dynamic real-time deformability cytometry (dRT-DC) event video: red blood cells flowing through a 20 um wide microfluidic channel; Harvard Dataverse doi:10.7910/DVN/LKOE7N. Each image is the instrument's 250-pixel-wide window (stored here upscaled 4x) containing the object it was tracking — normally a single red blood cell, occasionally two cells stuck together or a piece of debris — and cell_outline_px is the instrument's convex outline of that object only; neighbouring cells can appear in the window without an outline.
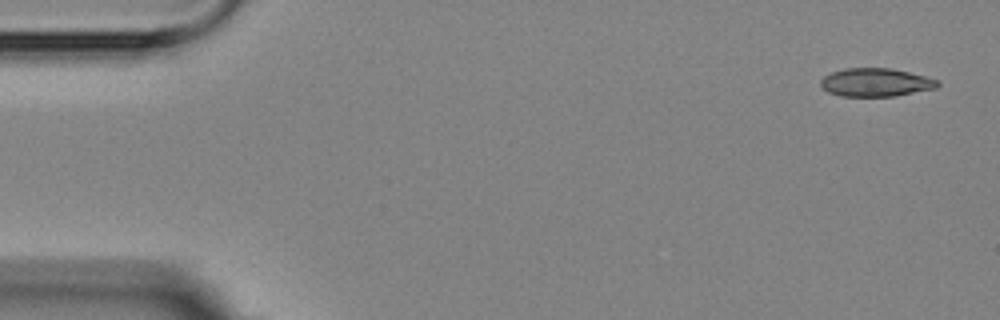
{"species": "Egyptian fruit bat (a non-hibernating species)", "species_latin": "Rousettus aegyptiacus", "temperature_condition": "room temperature", "stored_images_in_passage": 5, "camera_frame_rate_fps": 3000, "um_per_image_px": 0.085, "animal": {"sex": "female"}, "frame": {"image": 1, "passage_image": 1, "time_ms": 0.0, "image_size_px": [1000, 320], "cell_outline_px": [[940, 84], [936, 88], [896, 96], [840, 96], [828, 92], [820, 84], [820, 80], [824, 76], [832, 72], [844, 68], [892, 68], [924, 76], [936, 80]], "centroid_in_image_um": [74.41, 7.0], "position_along_channel_um": 10.6, "area_um2": 19.19}}
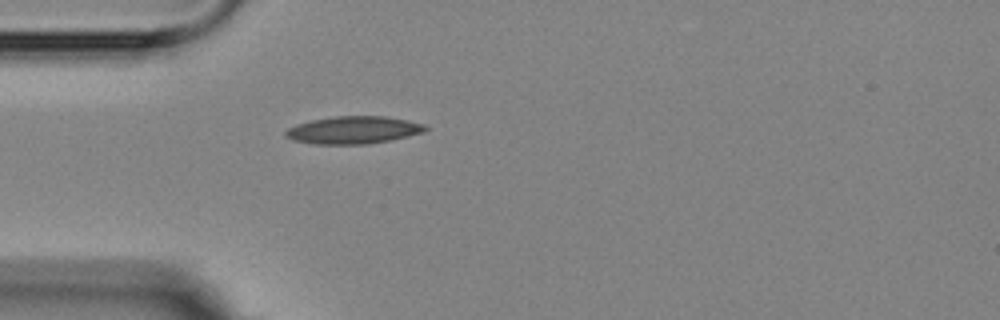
{"frame": {"image": 2, "passage_image": 5, "time_ms": 4.333, "image_size_px": [1000, 320], "cell_outline_px": [[428, 128], [424, 132], [392, 140], [368, 144], [312, 144], [292, 140], [284, 136], [284, 132], [288, 128], [296, 124], [312, 120], [332, 116], [384, 116], [408, 120], [424, 124]], "centroid_in_image_um": [30.02, 11.05], "position_along_channel_um": 55.0, "area_um2": 22.6}}